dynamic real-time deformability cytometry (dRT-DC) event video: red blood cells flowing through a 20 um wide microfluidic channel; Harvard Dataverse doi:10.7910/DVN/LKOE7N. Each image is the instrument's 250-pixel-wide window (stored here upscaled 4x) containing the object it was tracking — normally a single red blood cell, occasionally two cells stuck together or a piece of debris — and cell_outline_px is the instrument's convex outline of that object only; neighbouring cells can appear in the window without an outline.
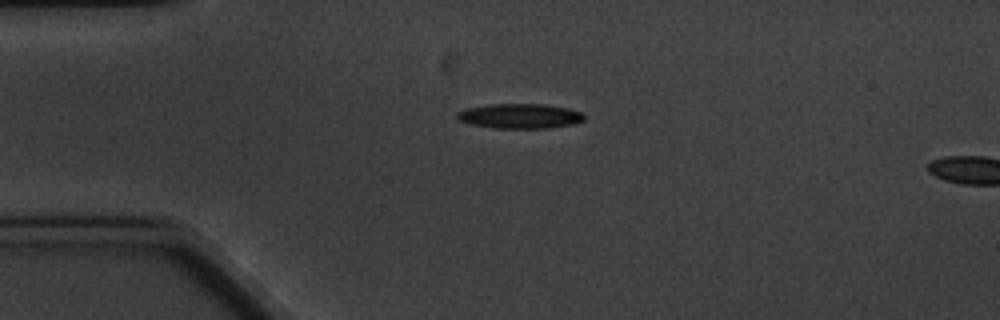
{"species": "common noctule bat (a hibernating species)", "species_latin": "Nyctalus noctula", "temperature_condition": "cold", "stored_images_in_passage": 2, "camera_frame_rate_fps": 3000, "um_per_image_px": 0.085, "animal": {"sex": "male", "body_mass_g": 20.1, "forearm_length_mm": 53.5}, "frame": {"image": 1, "passage_image": 2, "time_ms": 2.0, "image_size_px": [1000, 320], "cell_outline_px": [[584, 120], [576, 124], [548, 128], [496, 128], [472, 124], [460, 120], [456, 116], [456, 112], [468, 108], [488, 104], [540, 104], [568, 108], [580, 112], [584, 116]], "centroid_in_image_um": [44.21, 9.86], "position_along_channel_um": 40.8, "area_um2": 18.26}}